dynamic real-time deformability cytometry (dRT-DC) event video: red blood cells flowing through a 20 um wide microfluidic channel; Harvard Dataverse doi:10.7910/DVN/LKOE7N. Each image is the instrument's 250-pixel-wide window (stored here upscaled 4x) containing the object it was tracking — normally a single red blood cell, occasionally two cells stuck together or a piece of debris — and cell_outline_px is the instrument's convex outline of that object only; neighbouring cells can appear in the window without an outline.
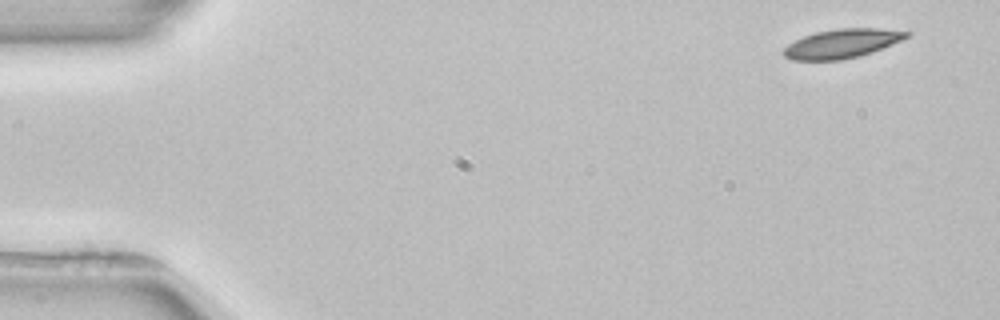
{"species": "common noctule bat (a hibernating species)", "species_latin": "Nyctalus noctula", "temperature_condition": "room temperature", "stored_images_in_passage": 4, "camera_frame_rate_fps": 3000, "um_per_image_px": 0.085, "animal": {"sex": "female", "body_mass_g": 22.7, "forearm_length_mm": 54.2}, "frame": {"image": 1, "passage_image": 1, "time_ms": 0.0, "image_size_px": [1000, 320], "cell_outline_px": [[912, 32], [908, 36], [892, 44], [872, 52], [860, 56], [840, 60], [792, 60], [784, 56], [780, 52], [788, 44], [804, 36], [816, 32], [836, 28], [880, 28]], "centroid_in_image_um": [71.54, 3.7], "position_along_channel_um": 13.5, "area_um2": 20.81}}
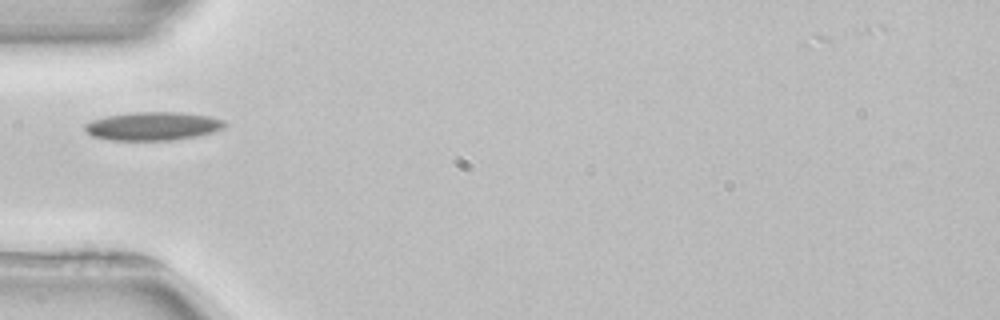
{"frame": {"image": 2, "passage_image": 4, "time_ms": 4.667, "image_size_px": [1000, 320], "cell_outline_px": [[228, 124], [224, 128], [212, 132], [196, 136], [172, 140], [108, 140], [92, 136], [84, 128], [84, 124], [92, 120], [104, 116], [132, 112], [180, 112], [212, 116], [224, 120]], "centroid_in_image_um": [13.01, 10.71], "position_along_channel_um": 72.0, "area_um2": 23.35}}